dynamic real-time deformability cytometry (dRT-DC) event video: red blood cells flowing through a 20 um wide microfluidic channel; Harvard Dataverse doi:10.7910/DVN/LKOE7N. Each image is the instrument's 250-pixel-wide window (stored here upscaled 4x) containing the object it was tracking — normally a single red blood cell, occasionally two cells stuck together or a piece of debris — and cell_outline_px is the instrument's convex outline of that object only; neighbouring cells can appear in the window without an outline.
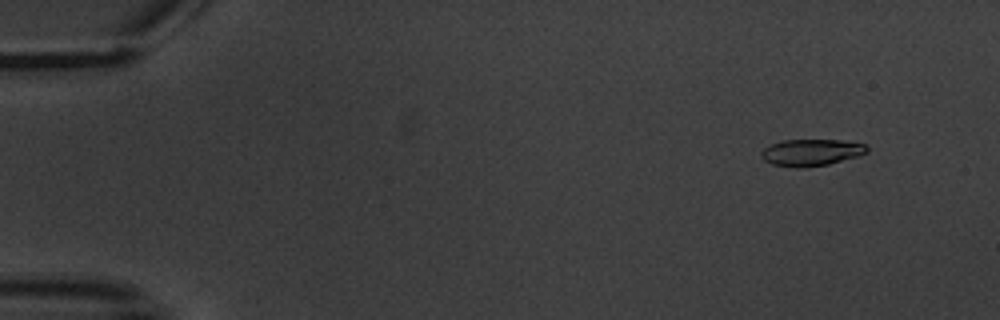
{"species": "common noctule bat (a hibernating species)", "species_latin": "Nyctalus noctula", "temperature_condition": "warm", "stored_images_in_passage": 4, "camera_frame_rate_fps": 3000, "um_per_image_px": 0.085, "animal": {"sex": "male", "body_mass_g": 20.1, "forearm_length_mm": 53.5}, "frame": {"image": 1, "passage_image": 1, "time_ms": 0.0, "image_size_px": [1000, 320], "cell_outline_px": [[868, 152], [860, 156], [828, 164], [804, 168], [796, 168], [772, 164], [764, 160], [760, 156], [760, 152], [764, 148], [772, 144], [784, 140], [840, 140], [868, 144]], "centroid_in_image_um": [68.98, 12.96], "position_along_channel_um": 16.0, "area_um2": 16.65}}
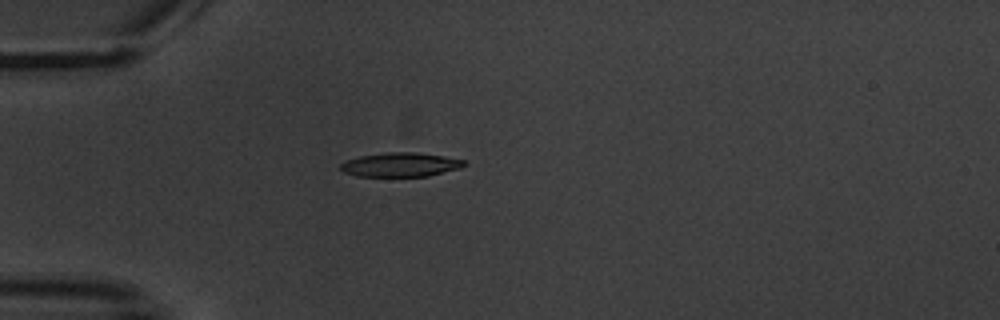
{"frame": {"image": 2, "passage_image": 4, "time_ms": 4.0, "image_size_px": [1000, 320], "cell_outline_px": [[464, 164], [460, 168], [428, 176], [356, 176], [344, 172], [340, 168], [340, 164], [344, 160], [360, 156], [384, 152], [416, 152], [444, 156], [464, 160]], "centroid_in_image_um": [33.99, 13.99], "position_along_channel_um": 51.0, "area_um2": 17.34}}